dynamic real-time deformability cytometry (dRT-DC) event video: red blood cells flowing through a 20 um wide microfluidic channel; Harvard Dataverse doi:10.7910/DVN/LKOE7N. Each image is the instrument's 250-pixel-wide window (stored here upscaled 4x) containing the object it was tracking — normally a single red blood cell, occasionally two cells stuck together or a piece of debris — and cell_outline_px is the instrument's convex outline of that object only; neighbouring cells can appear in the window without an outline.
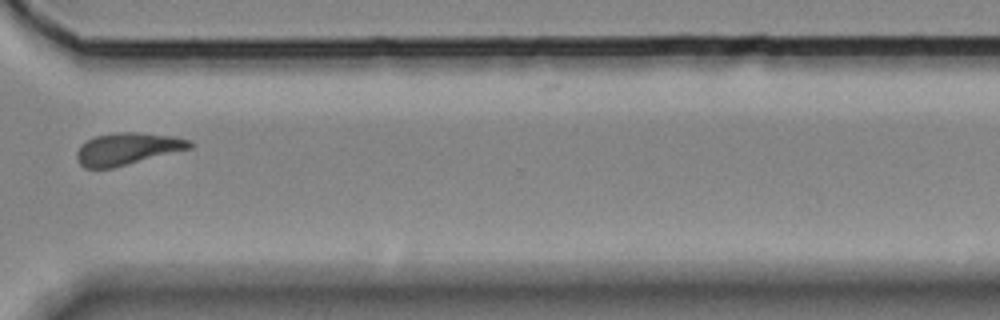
{"species": "Egyptian fruit bat (a non-hibernating species)", "species_latin": "Rousettus aegyptiacus", "temperature_condition": "room temperature", "stored_images_in_passage": 14, "camera_frame_rate_fps": 3000, "um_per_image_px": 0.085, "animal": {"sex": "female"}, "frame": {"image": 1, "passage_image": 10, "time_ms": 11.333, "image_size_px": [1000, 320], "cell_outline_px": [[196, 144], [192, 148], [112, 168], [84, 168], [76, 160], [76, 152], [88, 140], [96, 136], [112, 132], [136, 132], [176, 136], [192, 140]], "centroid_in_image_um": [10.88, 12.64], "position_along_channel_um": 359.7, "area_um2": 21.21}, "authors_computed_cell_mechanics": {"area_um2": 23.0044, "velocity_mm_per_s": 3.601, "shape_relaxation_time_tau1_ms": 3.4831, "shape_relaxation_time_tau2_ms": 6.902, "deformation_change_tau1": 0.0961, "deformation_change_tau2": 0.1446}}